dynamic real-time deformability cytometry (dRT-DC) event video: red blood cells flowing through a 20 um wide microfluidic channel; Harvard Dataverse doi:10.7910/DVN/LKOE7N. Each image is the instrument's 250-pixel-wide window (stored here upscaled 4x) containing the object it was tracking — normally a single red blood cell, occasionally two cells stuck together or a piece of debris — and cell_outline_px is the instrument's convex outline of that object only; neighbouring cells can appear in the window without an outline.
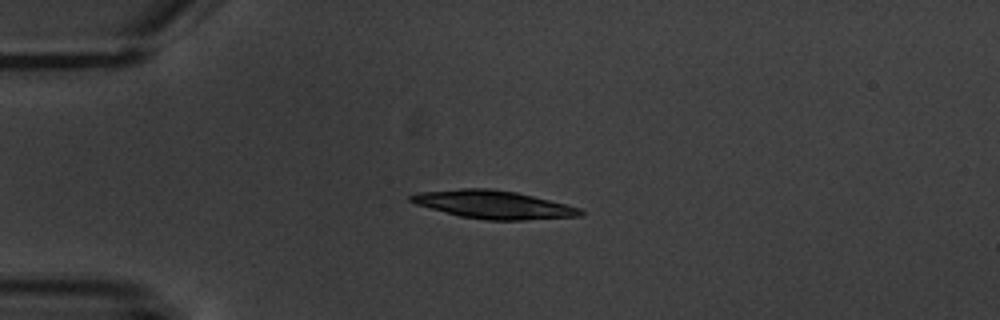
{"species": "common noctule bat (a hibernating species)", "species_latin": "Nyctalus noctula", "temperature_condition": "warm", "stored_images_in_passage": 4, "camera_frame_rate_fps": 3000, "um_per_image_px": 0.085, "animal": {"sex": "male", "body_mass_g": 20.1, "forearm_length_mm": 53.5}, "frame": {"image": 1, "passage_image": 4, "time_ms": 3.333, "image_size_px": [1000, 320], "cell_outline_px": [[584, 216], [524, 220], [488, 220], [460, 216], [416, 204], [408, 200], [408, 196], [416, 192], [460, 188], [488, 188], [516, 192], [584, 208]], "centroid_in_image_um": [41.98, 17.38], "position_along_channel_um": 43.0, "area_um2": 27.92}}